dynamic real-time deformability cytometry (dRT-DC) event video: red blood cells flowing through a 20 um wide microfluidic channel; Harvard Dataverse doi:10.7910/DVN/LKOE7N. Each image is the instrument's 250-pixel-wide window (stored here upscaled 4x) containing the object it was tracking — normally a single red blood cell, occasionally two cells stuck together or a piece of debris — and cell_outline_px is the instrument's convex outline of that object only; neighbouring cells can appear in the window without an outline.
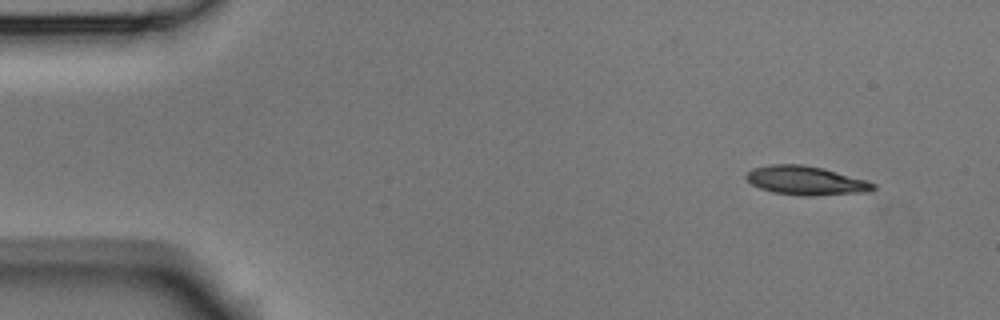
{"species": "Egyptian fruit bat (a non-hibernating species)", "species_latin": "Rousettus aegyptiacus", "temperature_condition": "room temperature", "stored_images_in_passage": 4, "camera_frame_rate_fps": 3000, "um_per_image_px": 0.085, "animal": {"sex": "male"}, "frame": {"image": 1, "passage_image": 1, "time_ms": 0.0, "image_size_px": [1000, 320], "cell_outline_px": [[876, 188], [872, 192], [812, 196], [800, 196], [772, 192], [760, 188], [752, 184], [744, 176], [752, 168], [768, 164], [804, 164], [824, 168], [868, 180], [876, 184]], "centroid_in_image_um": [68.55, 15.35], "position_along_channel_um": 16.5, "area_um2": 21.85}}
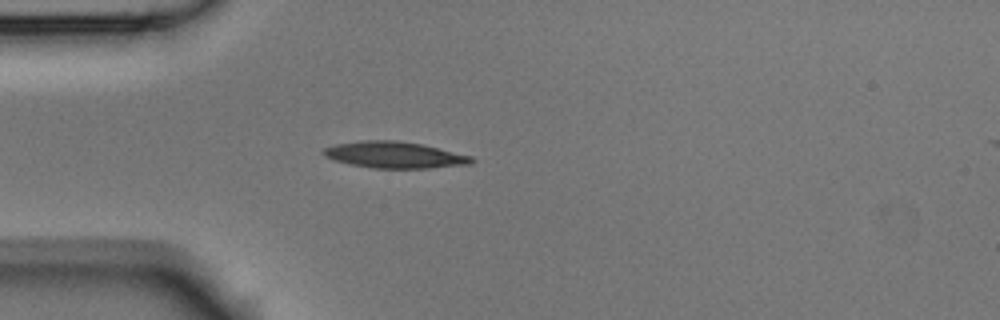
{"frame": {"image": 2, "passage_image": 4, "time_ms": 1.0, "image_size_px": [1000, 320], "cell_outline_px": [[476, 160], [472, 164], [428, 168], [372, 168], [348, 164], [324, 156], [320, 152], [324, 148], [336, 144], [364, 140], [400, 140], [420, 144], [472, 156]], "centroid_in_image_um": [33.53, 13.17], "position_along_channel_um": 51.5, "area_um2": 22.83}}